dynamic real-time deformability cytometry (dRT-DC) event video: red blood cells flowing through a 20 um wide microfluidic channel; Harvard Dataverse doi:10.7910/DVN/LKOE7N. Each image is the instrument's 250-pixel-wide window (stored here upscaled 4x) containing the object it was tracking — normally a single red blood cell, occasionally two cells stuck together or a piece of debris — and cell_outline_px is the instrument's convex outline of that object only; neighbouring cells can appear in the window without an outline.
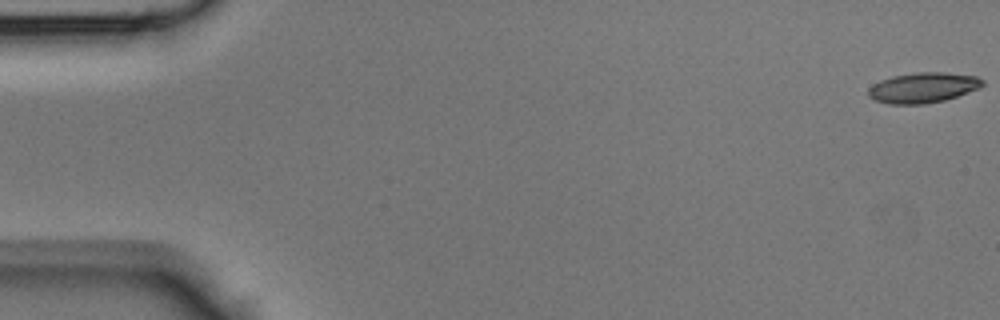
{"species": "Egyptian fruit bat (a non-hibernating species)", "species_latin": "Rousettus aegyptiacus", "temperature_condition": "room temperature", "stored_images_in_passage": 45, "camera_frame_rate_fps": 3000, "um_per_image_px": 0.085, "animal": {"sex": "male"}, "frame": {"image": 1, "passage_image": 1, "time_ms": 0.0, "image_size_px": [1000, 320], "cell_outline_px": [[984, 84], [980, 88], [944, 100], [924, 104], [888, 104], [872, 100], [868, 96], [868, 88], [872, 84], [880, 80], [892, 76], [916, 72], [944, 72], [976, 76], [984, 80]], "centroid_in_image_um": [78.42, 7.45], "position_along_channel_um": 6.6, "area_um2": 20.35}}
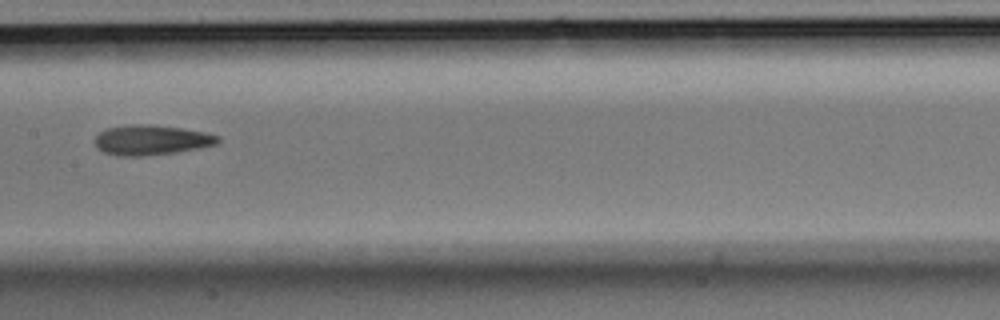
{"frame": {"image": 2, "passage_image": 23, "time_ms": 7.333, "image_size_px": [1000, 320], "cell_outline_px": [[220, 140], [216, 144], [200, 148], [176, 152], [140, 156], [120, 156], [104, 152], [96, 148], [96, 136], [100, 132], [108, 128], [132, 124], [152, 124], [180, 128], [204, 132], [220, 136]], "centroid_in_image_um": [12.87, 11.9], "position_along_channel_um": 194.5, "area_um2": 21.39}}
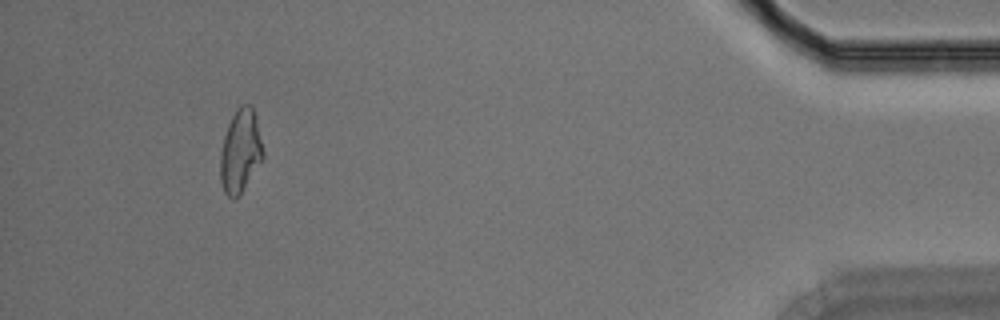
{"frame": {"image": 3, "passage_image": 42, "time_ms": 13.667, "image_size_px": [1000, 320], "cell_outline_px": [[264, 160], [240, 196], [232, 200], [224, 192], [220, 180], [220, 152], [224, 136], [228, 124], [236, 108], [240, 104], [252, 104], [256, 116], [264, 152]], "centroid_in_image_um": [20.45, 12.87], "position_along_channel_um": 414.7, "area_um2": 21.39}}